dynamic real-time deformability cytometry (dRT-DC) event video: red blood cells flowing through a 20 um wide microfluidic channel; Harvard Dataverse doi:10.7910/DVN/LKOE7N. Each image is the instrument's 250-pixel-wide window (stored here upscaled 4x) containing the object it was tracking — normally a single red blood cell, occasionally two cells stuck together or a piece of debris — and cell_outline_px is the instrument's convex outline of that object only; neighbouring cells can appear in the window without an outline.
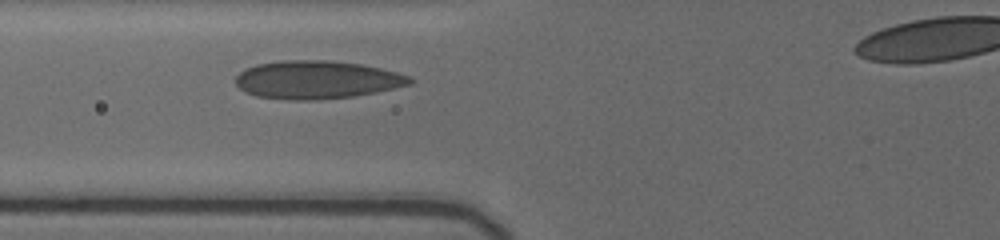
{"species": "human", "species_latin": "Homo sapiens", "temperature_condition": "cold", "stored_images_in_passage": 3, "camera_frame_rate_fps": 3000, "um_per_image_px": 0.085, "donor": {"sex": "female"}, "frame": {"image": 1, "passage_image": 2, "time_ms": 0.667, "image_size_px": [1000, 240], "cell_outline_px": [[416, 80], [412, 84], [376, 92], [352, 96], [312, 100], [296, 100], [256, 96], [240, 88], [236, 84], [236, 76], [244, 68], [256, 64], [284, 60], [328, 60], [360, 64], [380, 68], [412, 76]], "centroid_in_image_um": [26.96, 6.77], "position_along_channel_um": 98.8, "area_um2": 38.61}}